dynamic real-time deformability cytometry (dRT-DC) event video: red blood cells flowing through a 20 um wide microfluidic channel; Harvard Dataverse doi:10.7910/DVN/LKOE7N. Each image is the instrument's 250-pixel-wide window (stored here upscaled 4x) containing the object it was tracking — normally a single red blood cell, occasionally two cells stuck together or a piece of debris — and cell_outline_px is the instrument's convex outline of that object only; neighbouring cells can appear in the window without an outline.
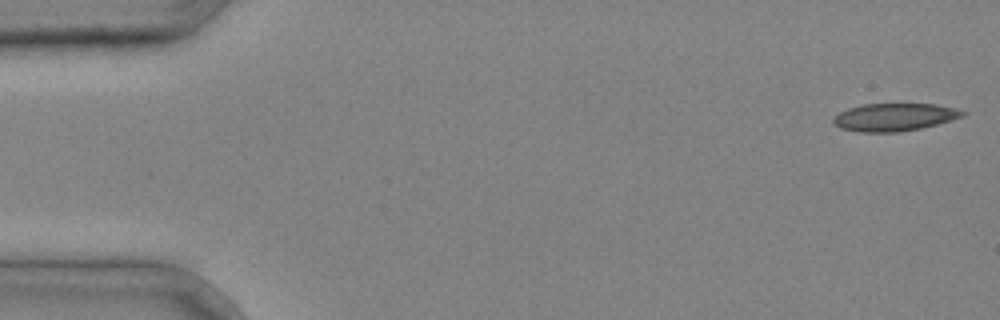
{"species": "common noctule bat (a hibernating species)", "species_latin": "Nyctalus noctula", "temperature_condition": "cold", "stored_images_in_passage": 25, "camera_frame_rate_fps": 3000, "um_per_image_px": 0.085, "animal": {"sex": "male", "body_mass_g": 20.4}, "frame": {"image": 1, "passage_image": 1, "time_ms": 0.0, "image_size_px": [1000, 320], "cell_outline_px": [[968, 112], [964, 116], [952, 120], [920, 128], [900, 132], [860, 132], [840, 128], [832, 124], [832, 120], [840, 112], [848, 108], [864, 104], [936, 104]], "centroid_in_image_um": [76.01, 9.96], "position_along_channel_um": 9.0, "area_um2": 20.81}}
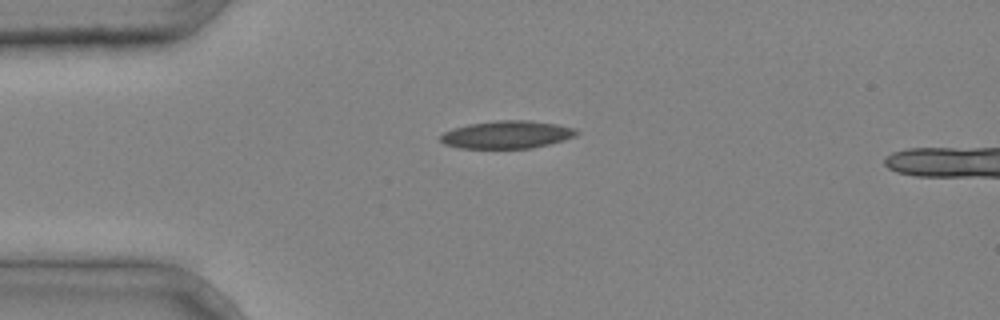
{"frame": {"image": 2, "passage_image": 10, "time_ms": 3.0, "image_size_px": [1000, 320], "cell_outline_px": [[580, 132], [576, 136], [564, 140], [532, 148], [460, 148], [444, 144], [440, 140], [440, 136], [444, 132], [452, 128], [468, 124], [496, 120], [528, 120], [556, 124], [576, 128]], "centroid_in_image_um": [43.1, 11.44], "position_along_channel_um": 41.9, "area_um2": 22.08}}
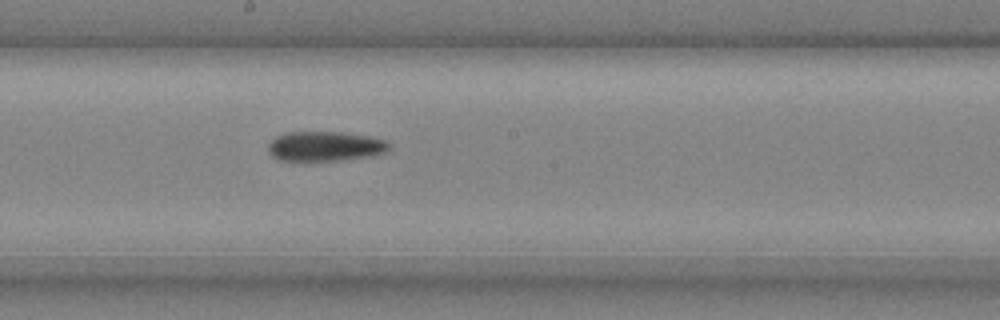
{"frame": {"image": 3, "passage_image": 23, "time_ms": 7.333, "image_size_px": [1000, 320], "cell_outline_px": [[392, 148], [388, 152], [372, 156], [340, 160], [280, 160], [272, 156], [268, 152], [268, 144], [276, 136], [288, 132], [340, 132], [368, 136], [388, 140], [392, 144]], "centroid_in_image_um": [27.7, 12.43], "position_along_channel_um": 220.5, "area_um2": 21.15}}